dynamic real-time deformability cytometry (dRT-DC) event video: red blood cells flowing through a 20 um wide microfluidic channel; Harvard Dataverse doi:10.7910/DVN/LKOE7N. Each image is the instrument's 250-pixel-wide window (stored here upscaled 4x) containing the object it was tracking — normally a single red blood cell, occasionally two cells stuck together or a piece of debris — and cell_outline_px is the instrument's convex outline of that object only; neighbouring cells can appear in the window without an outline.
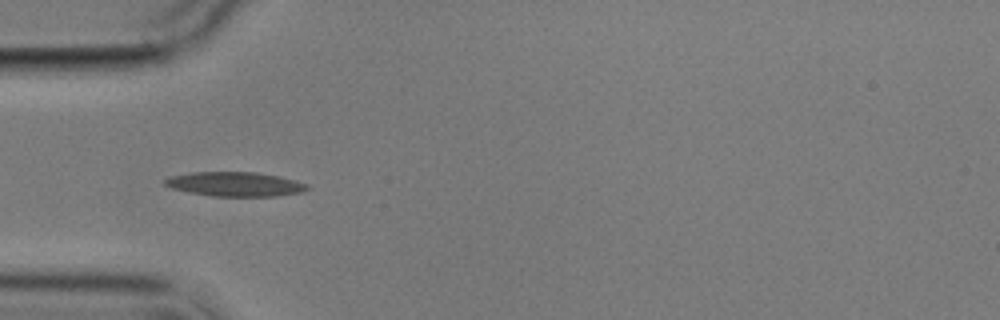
{"species": "common noctule bat (a hibernating species)", "species_latin": "Nyctalus noctula", "temperature_condition": "cold", "stored_images_in_passage": 10, "camera_frame_rate_fps": 3000, "um_per_image_px": 0.085, "animal": {"sex": "male", "body_mass_g": 17.9}, "frame": {"image": 1, "passage_image": 5, "time_ms": 4.667, "image_size_px": [1000, 320], "cell_outline_px": [[312, 188], [304, 192], [276, 196], [212, 196], [188, 192], [172, 188], [164, 184], [164, 180], [168, 176], [192, 172], [256, 172], [280, 176], [296, 180], [308, 184]], "centroid_in_image_um": [20.02, 15.65], "position_along_channel_um": 65.0, "area_um2": 20.46}}
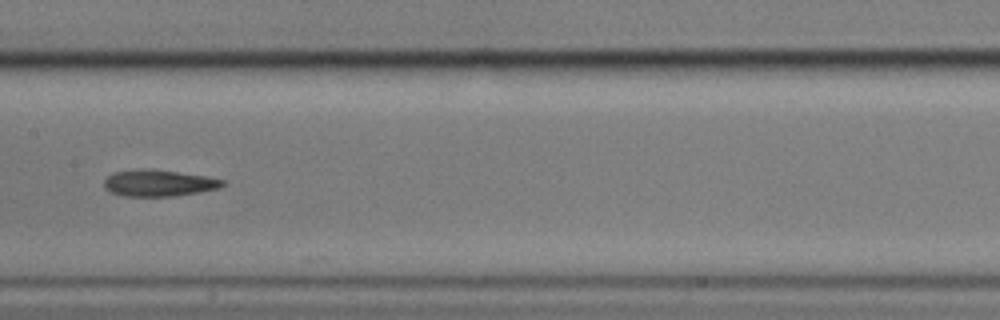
{"frame": {"image": 2, "passage_image": 8, "time_ms": 8.333, "image_size_px": [1000, 320], "cell_outline_px": [[228, 184], [220, 188], [200, 192], [176, 196], [124, 196], [112, 192], [104, 188], [104, 180], [112, 172], [148, 168], [204, 176], [224, 180]], "centroid_in_image_um": [13.51, 15.56], "position_along_channel_um": 193.9, "area_um2": 18.32}}
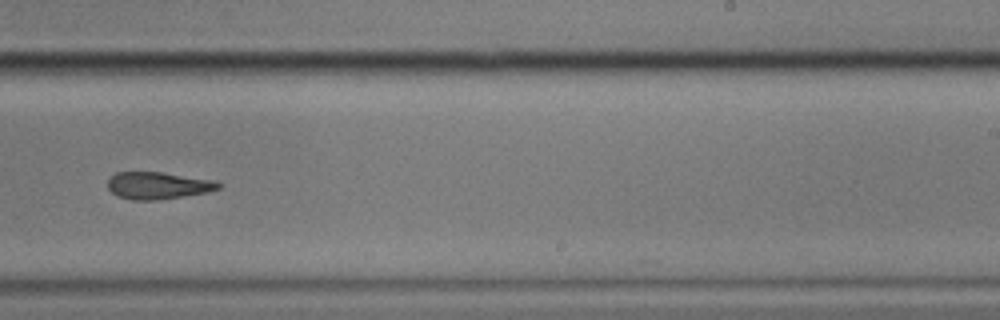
{"frame": {"image": 3, "passage_image": 10, "time_ms": 10.667, "image_size_px": [1000, 320], "cell_outline_px": [[220, 188], [208, 192], [156, 200], [132, 200], [116, 196], [108, 188], [108, 176], [116, 172], [160, 172], [212, 180], [220, 184]], "centroid_in_image_um": [13.36, 15.77], "position_along_channel_um": 275.6, "area_um2": 17.4}}